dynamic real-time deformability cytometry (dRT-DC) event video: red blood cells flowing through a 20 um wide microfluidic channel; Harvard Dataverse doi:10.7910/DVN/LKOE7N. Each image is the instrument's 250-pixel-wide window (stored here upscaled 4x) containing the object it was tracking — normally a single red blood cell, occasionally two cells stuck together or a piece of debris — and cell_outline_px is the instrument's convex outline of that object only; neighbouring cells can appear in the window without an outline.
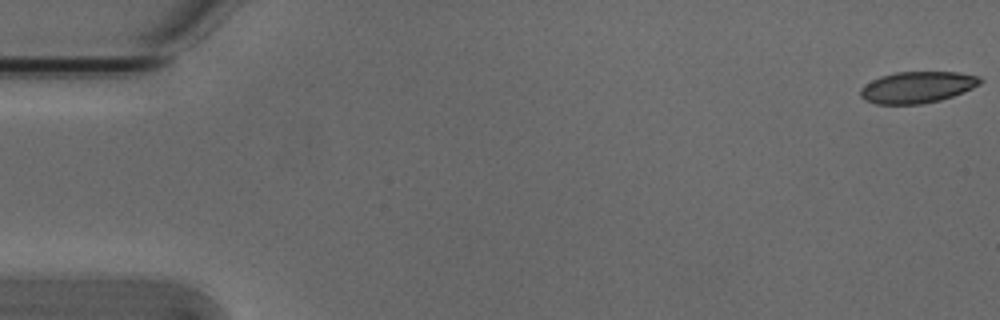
{"species": "Egyptian fruit bat (a non-hibernating species)", "species_latin": "Rousettus aegyptiacus", "temperature_condition": "cold", "stored_images_in_passage": 5, "camera_frame_rate_fps": 3000, "um_per_image_px": 0.085, "animal": {"sex": "male"}, "frame": {"image": 1, "passage_image": 1, "time_ms": 0.0, "image_size_px": [1000, 320], "cell_outline_px": [[984, 80], [980, 84], [964, 92], [940, 100], [920, 104], [876, 104], [864, 100], [860, 96], [860, 88], [864, 84], [880, 76], [896, 72], [960, 72], [980, 76]], "centroid_in_image_um": [77.97, 7.41], "position_along_channel_um": 7.0, "area_um2": 22.14}}
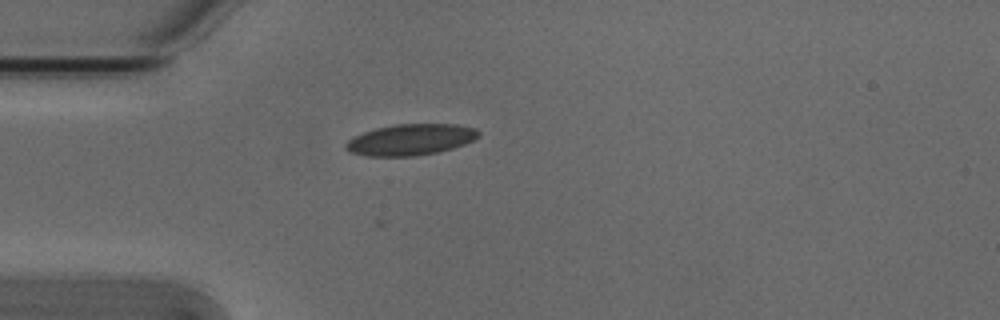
{"frame": {"image": 2, "passage_image": 5, "time_ms": 1.333, "image_size_px": [1000, 320], "cell_outline_px": [[480, 136], [464, 144], [452, 148], [436, 152], [412, 156], [368, 156], [348, 152], [344, 148], [344, 144], [352, 136], [376, 128], [396, 124], [456, 124], [476, 128], [480, 132]], "centroid_in_image_um": [34.87, 11.86], "position_along_channel_um": 50.1, "area_um2": 24.16}}